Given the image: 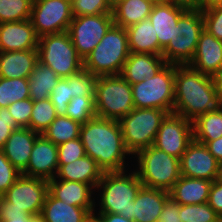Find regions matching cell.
Masks as SVG:
<instances>
[{
  "label": "cell",
  "instance_id": "25",
  "mask_svg": "<svg viewBox=\"0 0 222 222\" xmlns=\"http://www.w3.org/2000/svg\"><path fill=\"white\" fill-rule=\"evenodd\" d=\"M103 171L90 156H83L68 164H58V171L53 179L83 182L94 190L101 180Z\"/></svg>",
  "mask_w": 222,
  "mask_h": 222
},
{
  "label": "cell",
  "instance_id": "42",
  "mask_svg": "<svg viewBox=\"0 0 222 222\" xmlns=\"http://www.w3.org/2000/svg\"><path fill=\"white\" fill-rule=\"evenodd\" d=\"M20 175L21 173L13 166L0 149V196L6 193Z\"/></svg>",
  "mask_w": 222,
  "mask_h": 222
},
{
  "label": "cell",
  "instance_id": "26",
  "mask_svg": "<svg viewBox=\"0 0 222 222\" xmlns=\"http://www.w3.org/2000/svg\"><path fill=\"white\" fill-rule=\"evenodd\" d=\"M212 183L207 179L181 176L169 190V197L179 205L206 203Z\"/></svg>",
  "mask_w": 222,
  "mask_h": 222
},
{
  "label": "cell",
  "instance_id": "17",
  "mask_svg": "<svg viewBox=\"0 0 222 222\" xmlns=\"http://www.w3.org/2000/svg\"><path fill=\"white\" fill-rule=\"evenodd\" d=\"M48 192L56 199L64 203L88 209L95 215V190L83 182H75L61 179L48 180Z\"/></svg>",
  "mask_w": 222,
  "mask_h": 222
},
{
  "label": "cell",
  "instance_id": "30",
  "mask_svg": "<svg viewBox=\"0 0 222 222\" xmlns=\"http://www.w3.org/2000/svg\"><path fill=\"white\" fill-rule=\"evenodd\" d=\"M28 79L30 99L34 102L48 99L61 78L51 68L38 61Z\"/></svg>",
  "mask_w": 222,
  "mask_h": 222
},
{
  "label": "cell",
  "instance_id": "41",
  "mask_svg": "<svg viewBox=\"0 0 222 222\" xmlns=\"http://www.w3.org/2000/svg\"><path fill=\"white\" fill-rule=\"evenodd\" d=\"M58 147V164H68L86 155L80 138L62 143Z\"/></svg>",
  "mask_w": 222,
  "mask_h": 222
},
{
  "label": "cell",
  "instance_id": "28",
  "mask_svg": "<svg viewBox=\"0 0 222 222\" xmlns=\"http://www.w3.org/2000/svg\"><path fill=\"white\" fill-rule=\"evenodd\" d=\"M126 31L130 52L162 56L157 34L149 18L129 26Z\"/></svg>",
  "mask_w": 222,
  "mask_h": 222
},
{
  "label": "cell",
  "instance_id": "44",
  "mask_svg": "<svg viewBox=\"0 0 222 222\" xmlns=\"http://www.w3.org/2000/svg\"><path fill=\"white\" fill-rule=\"evenodd\" d=\"M204 29L222 41V6L202 11Z\"/></svg>",
  "mask_w": 222,
  "mask_h": 222
},
{
  "label": "cell",
  "instance_id": "6",
  "mask_svg": "<svg viewBox=\"0 0 222 222\" xmlns=\"http://www.w3.org/2000/svg\"><path fill=\"white\" fill-rule=\"evenodd\" d=\"M96 116L120 120L134 110L131 84L120 74L97 76L95 85Z\"/></svg>",
  "mask_w": 222,
  "mask_h": 222
},
{
  "label": "cell",
  "instance_id": "60",
  "mask_svg": "<svg viewBox=\"0 0 222 222\" xmlns=\"http://www.w3.org/2000/svg\"><path fill=\"white\" fill-rule=\"evenodd\" d=\"M216 222H222V218H219Z\"/></svg>",
  "mask_w": 222,
  "mask_h": 222
},
{
  "label": "cell",
  "instance_id": "14",
  "mask_svg": "<svg viewBox=\"0 0 222 222\" xmlns=\"http://www.w3.org/2000/svg\"><path fill=\"white\" fill-rule=\"evenodd\" d=\"M48 194V180L20 175L3 195L10 203L30 215L40 214Z\"/></svg>",
  "mask_w": 222,
  "mask_h": 222
},
{
  "label": "cell",
  "instance_id": "20",
  "mask_svg": "<svg viewBox=\"0 0 222 222\" xmlns=\"http://www.w3.org/2000/svg\"><path fill=\"white\" fill-rule=\"evenodd\" d=\"M169 191L142 186L131 205L134 222H158L159 215L169 199Z\"/></svg>",
  "mask_w": 222,
  "mask_h": 222
},
{
  "label": "cell",
  "instance_id": "13",
  "mask_svg": "<svg viewBox=\"0 0 222 222\" xmlns=\"http://www.w3.org/2000/svg\"><path fill=\"white\" fill-rule=\"evenodd\" d=\"M193 140L192 121L170 113L162 121L153 146L180 159Z\"/></svg>",
  "mask_w": 222,
  "mask_h": 222
},
{
  "label": "cell",
  "instance_id": "52",
  "mask_svg": "<svg viewBox=\"0 0 222 222\" xmlns=\"http://www.w3.org/2000/svg\"><path fill=\"white\" fill-rule=\"evenodd\" d=\"M174 2L177 5L184 6L187 9H199L200 10V0H168Z\"/></svg>",
  "mask_w": 222,
  "mask_h": 222
},
{
  "label": "cell",
  "instance_id": "27",
  "mask_svg": "<svg viewBox=\"0 0 222 222\" xmlns=\"http://www.w3.org/2000/svg\"><path fill=\"white\" fill-rule=\"evenodd\" d=\"M40 214L45 222H87L93 216L88 209L68 205L49 192Z\"/></svg>",
  "mask_w": 222,
  "mask_h": 222
},
{
  "label": "cell",
  "instance_id": "54",
  "mask_svg": "<svg viewBox=\"0 0 222 222\" xmlns=\"http://www.w3.org/2000/svg\"><path fill=\"white\" fill-rule=\"evenodd\" d=\"M0 222H31V216L0 217Z\"/></svg>",
  "mask_w": 222,
  "mask_h": 222
},
{
  "label": "cell",
  "instance_id": "33",
  "mask_svg": "<svg viewBox=\"0 0 222 222\" xmlns=\"http://www.w3.org/2000/svg\"><path fill=\"white\" fill-rule=\"evenodd\" d=\"M30 98L29 79L0 77V107H8L10 104Z\"/></svg>",
  "mask_w": 222,
  "mask_h": 222
},
{
  "label": "cell",
  "instance_id": "1",
  "mask_svg": "<svg viewBox=\"0 0 222 222\" xmlns=\"http://www.w3.org/2000/svg\"><path fill=\"white\" fill-rule=\"evenodd\" d=\"M79 138L86 155L95 160L103 172L126 170L125 160L131 154L125 147L118 120L95 116L81 125Z\"/></svg>",
  "mask_w": 222,
  "mask_h": 222
},
{
  "label": "cell",
  "instance_id": "24",
  "mask_svg": "<svg viewBox=\"0 0 222 222\" xmlns=\"http://www.w3.org/2000/svg\"><path fill=\"white\" fill-rule=\"evenodd\" d=\"M38 50L0 51V77L29 78L38 62Z\"/></svg>",
  "mask_w": 222,
  "mask_h": 222
},
{
  "label": "cell",
  "instance_id": "19",
  "mask_svg": "<svg viewBox=\"0 0 222 222\" xmlns=\"http://www.w3.org/2000/svg\"><path fill=\"white\" fill-rule=\"evenodd\" d=\"M188 65L211 77L221 72L222 41L204 29L200 34L195 55Z\"/></svg>",
  "mask_w": 222,
  "mask_h": 222
},
{
  "label": "cell",
  "instance_id": "12",
  "mask_svg": "<svg viewBox=\"0 0 222 222\" xmlns=\"http://www.w3.org/2000/svg\"><path fill=\"white\" fill-rule=\"evenodd\" d=\"M113 24L112 13L73 17L68 33L83 60L93 51Z\"/></svg>",
  "mask_w": 222,
  "mask_h": 222
},
{
  "label": "cell",
  "instance_id": "23",
  "mask_svg": "<svg viewBox=\"0 0 222 222\" xmlns=\"http://www.w3.org/2000/svg\"><path fill=\"white\" fill-rule=\"evenodd\" d=\"M166 64L163 56L130 52L120 75L133 85L153 77Z\"/></svg>",
  "mask_w": 222,
  "mask_h": 222
},
{
  "label": "cell",
  "instance_id": "29",
  "mask_svg": "<svg viewBox=\"0 0 222 222\" xmlns=\"http://www.w3.org/2000/svg\"><path fill=\"white\" fill-rule=\"evenodd\" d=\"M153 6L148 0H124L112 9L114 24L128 28L148 19Z\"/></svg>",
  "mask_w": 222,
  "mask_h": 222
},
{
  "label": "cell",
  "instance_id": "51",
  "mask_svg": "<svg viewBox=\"0 0 222 222\" xmlns=\"http://www.w3.org/2000/svg\"><path fill=\"white\" fill-rule=\"evenodd\" d=\"M212 78L216 89L218 104L222 107V71L214 75Z\"/></svg>",
  "mask_w": 222,
  "mask_h": 222
},
{
  "label": "cell",
  "instance_id": "36",
  "mask_svg": "<svg viewBox=\"0 0 222 222\" xmlns=\"http://www.w3.org/2000/svg\"><path fill=\"white\" fill-rule=\"evenodd\" d=\"M95 97L71 98L67 106L66 116L80 124H85L96 116Z\"/></svg>",
  "mask_w": 222,
  "mask_h": 222
},
{
  "label": "cell",
  "instance_id": "49",
  "mask_svg": "<svg viewBox=\"0 0 222 222\" xmlns=\"http://www.w3.org/2000/svg\"><path fill=\"white\" fill-rule=\"evenodd\" d=\"M206 146L214 158L222 164V137L209 141Z\"/></svg>",
  "mask_w": 222,
  "mask_h": 222
},
{
  "label": "cell",
  "instance_id": "58",
  "mask_svg": "<svg viewBox=\"0 0 222 222\" xmlns=\"http://www.w3.org/2000/svg\"><path fill=\"white\" fill-rule=\"evenodd\" d=\"M148 1L152 2L153 4H158V3L167 2L168 0H148Z\"/></svg>",
  "mask_w": 222,
  "mask_h": 222
},
{
  "label": "cell",
  "instance_id": "5",
  "mask_svg": "<svg viewBox=\"0 0 222 222\" xmlns=\"http://www.w3.org/2000/svg\"><path fill=\"white\" fill-rule=\"evenodd\" d=\"M135 172L143 186L169 191L181 177L179 158L151 145L134 155Z\"/></svg>",
  "mask_w": 222,
  "mask_h": 222
},
{
  "label": "cell",
  "instance_id": "46",
  "mask_svg": "<svg viewBox=\"0 0 222 222\" xmlns=\"http://www.w3.org/2000/svg\"><path fill=\"white\" fill-rule=\"evenodd\" d=\"M207 203L222 218V182L213 181Z\"/></svg>",
  "mask_w": 222,
  "mask_h": 222
},
{
  "label": "cell",
  "instance_id": "4",
  "mask_svg": "<svg viewBox=\"0 0 222 222\" xmlns=\"http://www.w3.org/2000/svg\"><path fill=\"white\" fill-rule=\"evenodd\" d=\"M129 54L126 28L113 24L84 59V69L96 76L119 75Z\"/></svg>",
  "mask_w": 222,
  "mask_h": 222
},
{
  "label": "cell",
  "instance_id": "18",
  "mask_svg": "<svg viewBox=\"0 0 222 222\" xmlns=\"http://www.w3.org/2000/svg\"><path fill=\"white\" fill-rule=\"evenodd\" d=\"M39 37L30 21L0 23V51H23L38 48Z\"/></svg>",
  "mask_w": 222,
  "mask_h": 222
},
{
  "label": "cell",
  "instance_id": "47",
  "mask_svg": "<svg viewBox=\"0 0 222 222\" xmlns=\"http://www.w3.org/2000/svg\"><path fill=\"white\" fill-rule=\"evenodd\" d=\"M158 222H181L179 216V204L169 198L159 215Z\"/></svg>",
  "mask_w": 222,
  "mask_h": 222
},
{
  "label": "cell",
  "instance_id": "2",
  "mask_svg": "<svg viewBox=\"0 0 222 222\" xmlns=\"http://www.w3.org/2000/svg\"><path fill=\"white\" fill-rule=\"evenodd\" d=\"M219 107L213 78L187 65L175 64L173 113L194 121Z\"/></svg>",
  "mask_w": 222,
  "mask_h": 222
},
{
  "label": "cell",
  "instance_id": "40",
  "mask_svg": "<svg viewBox=\"0 0 222 222\" xmlns=\"http://www.w3.org/2000/svg\"><path fill=\"white\" fill-rule=\"evenodd\" d=\"M73 17L112 13L108 0H72Z\"/></svg>",
  "mask_w": 222,
  "mask_h": 222
},
{
  "label": "cell",
  "instance_id": "57",
  "mask_svg": "<svg viewBox=\"0 0 222 222\" xmlns=\"http://www.w3.org/2000/svg\"><path fill=\"white\" fill-rule=\"evenodd\" d=\"M87 222H101L96 216H92Z\"/></svg>",
  "mask_w": 222,
  "mask_h": 222
},
{
  "label": "cell",
  "instance_id": "9",
  "mask_svg": "<svg viewBox=\"0 0 222 222\" xmlns=\"http://www.w3.org/2000/svg\"><path fill=\"white\" fill-rule=\"evenodd\" d=\"M168 114L161 109L134 108L119 120L125 147L132 157L153 145L159 127Z\"/></svg>",
  "mask_w": 222,
  "mask_h": 222
},
{
  "label": "cell",
  "instance_id": "37",
  "mask_svg": "<svg viewBox=\"0 0 222 222\" xmlns=\"http://www.w3.org/2000/svg\"><path fill=\"white\" fill-rule=\"evenodd\" d=\"M181 222H216L220 216L206 203L179 205Z\"/></svg>",
  "mask_w": 222,
  "mask_h": 222
},
{
  "label": "cell",
  "instance_id": "45",
  "mask_svg": "<svg viewBox=\"0 0 222 222\" xmlns=\"http://www.w3.org/2000/svg\"><path fill=\"white\" fill-rule=\"evenodd\" d=\"M20 128L14 121V118L7 107H0V149L3 148L12 132Z\"/></svg>",
  "mask_w": 222,
  "mask_h": 222
},
{
  "label": "cell",
  "instance_id": "48",
  "mask_svg": "<svg viewBox=\"0 0 222 222\" xmlns=\"http://www.w3.org/2000/svg\"><path fill=\"white\" fill-rule=\"evenodd\" d=\"M22 216H31V215L15 206H11V203L4 196H0V217H22Z\"/></svg>",
  "mask_w": 222,
  "mask_h": 222
},
{
  "label": "cell",
  "instance_id": "38",
  "mask_svg": "<svg viewBox=\"0 0 222 222\" xmlns=\"http://www.w3.org/2000/svg\"><path fill=\"white\" fill-rule=\"evenodd\" d=\"M97 76L86 71L84 68L70 76V91L72 98L95 97V85Z\"/></svg>",
  "mask_w": 222,
  "mask_h": 222
},
{
  "label": "cell",
  "instance_id": "15",
  "mask_svg": "<svg viewBox=\"0 0 222 222\" xmlns=\"http://www.w3.org/2000/svg\"><path fill=\"white\" fill-rule=\"evenodd\" d=\"M179 160L181 176L209 181L219 179L221 164L205 144L193 140Z\"/></svg>",
  "mask_w": 222,
  "mask_h": 222
},
{
  "label": "cell",
  "instance_id": "11",
  "mask_svg": "<svg viewBox=\"0 0 222 222\" xmlns=\"http://www.w3.org/2000/svg\"><path fill=\"white\" fill-rule=\"evenodd\" d=\"M73 20L71 1L34 0L30 21L38 37L66 32Z\"/></svg>",
  "mask_w": 222,
  "mask_h": 222
},
{
  "label": "cell",
  "instance_id": "43",
  "mask_svg": "<svg viewBox=\"0 0 222 222\" xmlns=\"http://www.w3.org/2000/svg\"><path fill=\"white\" fill-rule=\"evenodd\" d=\"M7 108L19 127L27 128L29 126L33 109V101L30 98L16 101L10 104Z\"/></svg>",
  "mask_w": 222,
  "mask_h": 222
},
{
  "label": "cell",
  "instance_id": "32",
  "mask_svg": "<svg viewBox=\"0 0 222 222\" xmlns=\"http://www.w3.org/2000/svg\"><path fill=\"white\" fill-rule=\"evenodd\" d=\"M81 125L67 116H57L42 134L58 146L79 138Z\"/></svg>",
  "mask_w": 222,
  "mask_h": 222
},
{
  "label": "cell",
  "instance_id": "50",
  "mask_svg": "<svg viewBox=\"0 0 222 222\" xmlns=\"http://www.w3.org/2000/svg\"><path fill=\"white\" fill-rule=\"evenodd\" d=\"M96 216L101 222H134L120 214L98 213Z\"/></svg>",
  "mask_w": 222,
  "mask_h": 222
},
{
  "label": "cell",
  "instance_id": "3",
  "mask_svg": "<svg viewBox=\"0 0 222 222\" xmlns=\"http://www.w3.org/2000/svg\"><path fill=\"white\" fill-rule=\"evenodd\" d=\"M127 172L128 169L121 172H103L95 188L100 193L98 194L100 210L96 211V214H120L131 219L132 201L135 200L143 184L134 169L129 175Z\"/></svg>",
  "mask_w": 222,
  "mask_h": 222
},
{
  "label": "cell",
  "instance_id": "16",
  "mask_svg": "<svg viewBox=\"0 0 222 222\" xmlns=\"http://www.w3.org/2000/svg\"><path fill=\"white\" fill-rule=\"evenodd\" d=\"M58 171V147L40 134L33 145L28 166L22 175L53 179Z\"/></svg>",
  "mask_w": 222,
  "mask_h": 222
},
{
  "label": "cell",
  "instance_id": "10",
  "mask_svg": "<svg viewBox=\"0 0 222 222\" xmlns=\"http://www.w3.org/2000/svg\"><path fill=\"white\" fill-rule=\"evenodd\" d=\"M135 108H153L173 113L175 64L167 63L153 77L131 85Z\"/></svg>",
  "mask_w": 222,
  "mask_h": 222
},
{
  "label": "cell",
  "instance_id": "8",
  "mask_svg": "<svg viewBox=\"0 0 222 222\" xmlns=\"http://www.w3.org/2000/svg\"><path fill=\"white\" fill-rule=\"evenodd\" d=\"M204 30V19L199 9H187L178 19L173 39L162 51L166 63L187 65L193 59L201 32Z\"/></svg>",
  "mask_w": 222,
  "mask_h": 222
},
{
  "label": "cell",
  "instance_id": "34",
  "mask_svg": "<svg viewBox=\"0 0 222 222\" xmlns=\"http://www.w3.org/2000/svg\"><path fill=\"white\" fill-rule=\"evenodd\" d=\"M55 107L50 99L34 101L31 119L27 128L42 134L57 117Z\"/></svg>",
  "mask_w": 222,
  "mask_h": 222
},
{
  "label": "cell",
  "instance_id": "56",
  "mask_svg": "<svg viewBox=\"0 0 222 222\" xmlns=\"http://www.w3.org/2000/svg\"><path fill=\"white\" fill-rule=\"evenodd\" d=\"M123 1L124 0H108V3L111 9H113L114 7H116L118 4H120Z\"/></svg>",
  "mask_w": 222,
  "mask_h": 222
},
{
  "label": "cell",
  "instance_id": "21",
  "mask_svg": "<svg viewBox=\"0 0 222 222\" xmlns=\"http://www.w3.org/2000/svg\"><path fill=\"white\" fill-rule=\"evenodd\" d=\"M186 10V7L170 1L154 4L149 20L155 29L162 51L167 47L170 39H173L178 19Z\"/></svg>",
  "mask_w": 222,
  "mask_h": 222
},
{
  "label": "cell",
  "instance_id": "35",
  "mask_svg": "<svg viewBox=\"0 0 222 222\" xmlns=\"http://www.w3.org/2000/svg\"><path fill=\"white\" fill-rule=\"evenodd\" d=\"M34 0H0V23L30 19Z\"/></svg>",
  "mask_w": 222,
  "mask_h": 222
},
{
  "label": "cell",
  "instance_id": "59",
  "mask_svg": "<svg viewBox=\"0 0 222 222\" xmlns=\"http://www.w3.org/2000/svg\"><path fill=\"white\" fill-rule=\"evenodd\" d=\"M218 180L222 182V164L220 165V175Z\"/></svg>",
  "mask_w": 222,
  "mask_h": 222
},
{
  "label": "cell",
  "instance_id": "31",
  "mask_svg": "<svg viewBox=\"0 0 222 222\" xmlns=\"http://www.w3.org/2000/svg\"><path fill=\"white\" fill-rule=\"evenodd\" d=\"M193 123L194 140L202 144L222 137V107L198 116Z\"/></svg>",
  "mask_w": 222,
  "mask_h": 222
},
{
  "label": "cell",
  "instance_id": "53",
  "mask_svg": "<svg viewBox=\"0 0 222 222\" xmlns=\"http://www.w3.org/2000/svg\"><path fill=\"white\" fill-rule=\"evenodd\" d=\"M222 0H200V10L206 11L215 7H221Z\"/></svg>",
  "mask_w": 222,
  "mask_h": 222
},
{
  "label": "cell",
  "instance_id": "7",
  "mask_svg": "<svg viewBox=\"0 0 222 222\" xmlns=\"http://www.w3.org/2000/svg\"><path fill=\"white\" fill-rule=\"evenodd\" d=\"M38 60L51 68L60 78H68L84 68L68 33L48 34L39 37Z\"/></svg>",
  "mask_w": 222,
  "mask_h": 222
},
{
  "label": "cell",
  "instance_id": "39",
  "mask_svg": "<svg viewBox=\"0 0 222 222\" xmlns=\"http://www.w3.org/2000/svg\"><path fill=\"white\" fill-rule=\"evenodd\" d=\"M71 98L70 77L61 78L49 96L58 116H66L67 106Z\"/></svg>",
  "mask_w": 222,
  "mask_h": 222
},
{
  "label": "cell",
  "instance_id": "55",
  "mask_svg": "<svg viewBox=\"0 0 222 222\" xmlns=\"http://www.w3.org/2000/svg\"><path fill=\"white\" fill-rule=\"evenodd\" d=\"M31 222H45L41 214L31 215Z\"/></svg>",
  "mask_w": 222,
  "mask_h": 222
},
{
  "label": "cell",
  "instance_id": "22",
  "mask_svg": "<svg viewBox=\"0 0 222 222\" xmlns=\"http://www.w3.org/2000/svg\"><path fill=\"white\" fill-rule=\"evenodd\" d=\"M40 134L29 128H18L12 132L1 149L6 158L22 174L28 166L36 138Z\"/></svg>",
  "mask_w": 222,
  "mask_h": 222
}]
</instances>
